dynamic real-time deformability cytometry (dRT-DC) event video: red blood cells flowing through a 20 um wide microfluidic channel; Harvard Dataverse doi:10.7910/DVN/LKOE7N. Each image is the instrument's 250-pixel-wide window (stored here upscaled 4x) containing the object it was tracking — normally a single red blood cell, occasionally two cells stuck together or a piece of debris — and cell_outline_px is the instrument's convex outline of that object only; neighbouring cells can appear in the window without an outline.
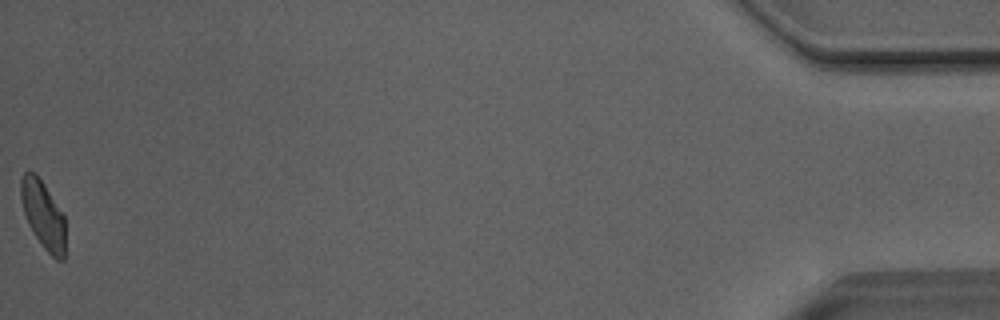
{"species": "Egyptian fruit bat (a non-hibernating species)", "species_latin": "Rousettus aegyptiacus", "temperature_condition": "room temperature", "stored_images_in_passage": 50, "camera_frame_rate_fps": 3000, "um_per_image_px": 0.085, "animal": {"sex": "male"}, "frame": {"image": 1, "passage_image": 50, "time_ms": 16.333, "image_size_px": [1000, 320], "cell_outline_px": [[64, 260], [56, 260], [44, 248], [28, 224], [20, 200], [20, 180], [24, 172], [36, 172], [44, 184], [64, 216]], "centroid_in_image_um": [3.64, 18.23], "position_along_channel_um": 431.6, "area_um2": 17.4}, "authors_computed_cell_mechanics": {"area_um2": 19.1318, "velocity_mm_per_s": 4.0325, "shape_relaxation_time_tau1_ms": 4.1927, "shape_relaxation_time_tau2_ms": 1.1018, "deformation_change_tau1": 0.1252, "deformation_change_tau2": 0.0752}}